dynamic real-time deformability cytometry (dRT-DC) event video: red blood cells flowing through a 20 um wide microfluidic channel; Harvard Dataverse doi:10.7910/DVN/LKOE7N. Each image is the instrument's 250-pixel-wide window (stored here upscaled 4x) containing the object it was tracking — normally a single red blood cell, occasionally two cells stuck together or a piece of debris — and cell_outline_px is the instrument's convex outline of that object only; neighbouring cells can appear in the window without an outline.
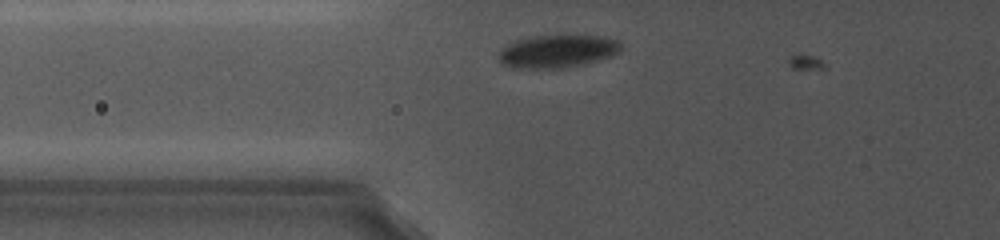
{"species": "common noctule bat (a hibernating species)", "species_latin": "Nyctalus noctula", "temperature_condition": "cold", "stored_images_in_passage": 4, "camera_frame_rate_fps": 5000, "um_per_image_px": 0.085, "animal": {"sex": "female", "body_mass_g": 19.0, "forearm_length_mm": 56.7}, "frame": {"image": 1, "passage_image": 3, "time_ms": 0.6, "image_size_px": [1000, 240], "cell_outline_px": [[620, 48], [612, 52], [596, 56], [560, 64], [508, 64], [500, 56], [500, 52], [508, 44], [516, 40], [532, 36], [604, 36], [616, 40], [620, 44]], "centroid_in_image_um": [47.32, 4.19], "position_along_channel_um": 78.5, "area_um2": 19.42}}